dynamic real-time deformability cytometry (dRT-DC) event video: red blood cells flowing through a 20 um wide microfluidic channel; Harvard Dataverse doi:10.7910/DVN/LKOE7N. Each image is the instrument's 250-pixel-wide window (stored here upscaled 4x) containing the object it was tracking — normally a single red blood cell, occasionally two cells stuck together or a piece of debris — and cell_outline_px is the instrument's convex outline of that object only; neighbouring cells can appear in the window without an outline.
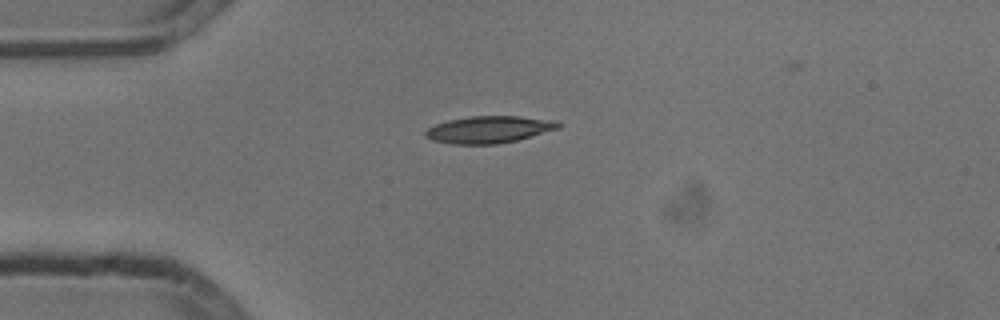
{"species": "common noctule bat (a hibernating species)", "species_latin": "Nyctalus noctula", "temperature_condition": "cold", "stored_images_in_passage": 41, "camera_frame_rate_fps": 3000, "um_per_image_px": 0.085, "animal": {"sex": "male", "body_mass_g": 13.3}, "frame": {"image": 1, "passage_image": 1, "time_ms": 0.0, "image_size_px": [1000, 320], "cell_outline_px": [[560, 128], [516, 140], [496, 144], [452, 144], [432, 140], [424, 136], [424, 132], [428, 128], [436, 124], [448, 120], [468, 116], [520, 116], [556, 120], [560, 124]], "centroid_in_image_um": [41.55, 11.0], "position_along_channel_um": 43.5, "area_um2": 20.92}}
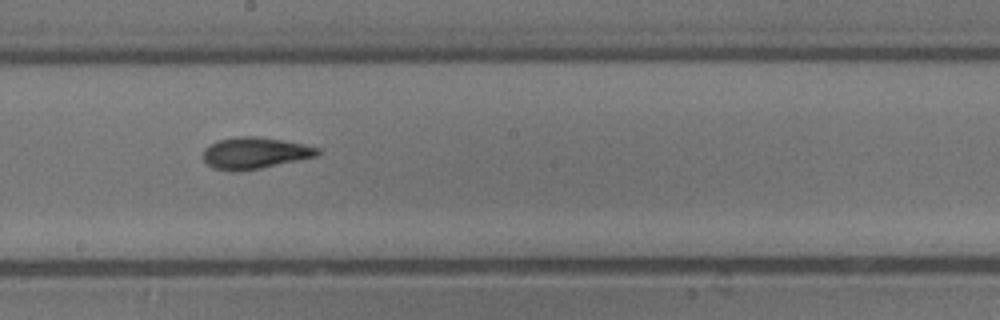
{"frame": {"image": 2, "passage_image": 17, "time_ms": 5.333, "image_size_px": [1000, 320], "cell_outline_px": [[324, 152], [320, 156], [260, 168], [212, 168], [204, 164], [204, 148], [208, 144], [216, 140], [236, 136], [256, 136], [304, 144], [320, 148]], "centroid_in_image_um": [21.72, 12.96], "position_along_channel_um": 226.5, "area_um2": 20.75}}
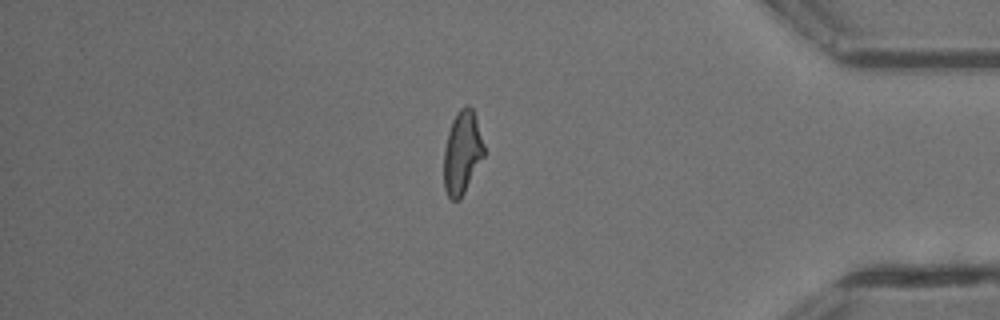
{"frame": {"image": 3, "passage_image": 33, "time_ms": 10.667, "image_size_px": [1000, 320], "cell_outline_px": [[484, 156], [460, 200], [452, 200], [448, 196], [444, 188], [444, 148], [448, 132], [452, 120], [456, 112], [464, 104], [468, 104], [472, 108], [484, 144]], "centroid_in_image_um": [39.27, 12.95], "position_along_channel_um": 395.9, "area_um2": 19.42}, "authors_computed_cell_mechanics": {"area_um2": 20.4612, "velocity_mm_per_s": 3.8033, "shape_relaxation_time_tau1_ms": 4.0172, "shape_relaxation_time_tau2_ms": 2.2305, "deformation_change_tau1": 0.1766, "deformation_change_tau2": 0.094}}